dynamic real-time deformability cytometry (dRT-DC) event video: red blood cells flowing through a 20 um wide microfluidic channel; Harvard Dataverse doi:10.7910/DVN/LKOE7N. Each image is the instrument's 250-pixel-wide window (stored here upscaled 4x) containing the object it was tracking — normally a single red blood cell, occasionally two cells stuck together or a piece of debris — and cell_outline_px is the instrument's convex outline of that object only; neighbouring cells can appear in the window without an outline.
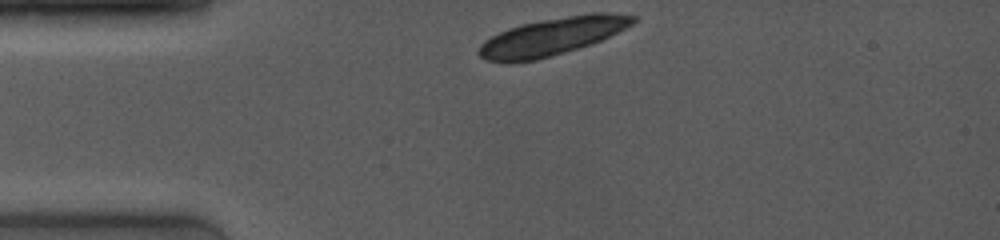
{"species": "common noctule bat (a hibernating species)", "species_latin": "Nyctalus noctula", "temperature_condition": "room temperature", "stored_images_in_passage": 3, "camera_frame_rate_fps": 4000, "um_per_image_px": 0.085, "animal": {"sex": "female", "body_mass_g": 19.0, "forearm_length_mm": 53.3}, "frame": {"image": 1, "passage_image": 1, "time_ms": 0.0, "image_size_px": [1000, 240], "cell_outline_px": [[636, 20], [632, 24], [600, 40], [564, 52], [536, 60], [508, 64], [484, 60], [476, 52], [480, 44], [484, 40], [508, 28], [520, 24], [592, 12], [608, 12], [636, 16]], "centroid_in_image_um": [46.84, 3.12], "position_along_channel_um": 38.2, "area_um2": 33.52}}